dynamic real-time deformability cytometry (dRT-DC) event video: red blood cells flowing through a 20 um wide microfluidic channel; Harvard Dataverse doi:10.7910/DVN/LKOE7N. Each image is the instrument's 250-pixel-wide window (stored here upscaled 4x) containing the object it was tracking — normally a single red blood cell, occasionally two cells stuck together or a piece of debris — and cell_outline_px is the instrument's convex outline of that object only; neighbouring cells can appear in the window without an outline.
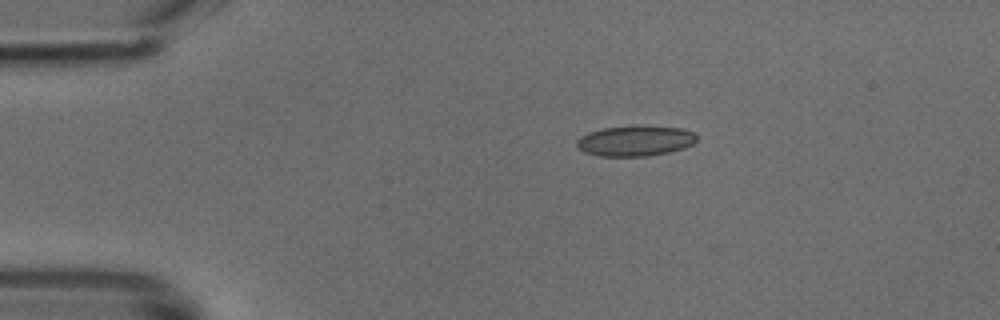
{"species": "common noctule bat (a hibernating species)", "species_latin": "Nyctalus noctula", "temperature_condition": "cold", "stored_images_in_passage": 27, "camera_frame_rate_fps": 3000, "um_per_image_px": 0.085, "animal": {"sex": "male", "body_mass_g": 18.8}, "frame": {"image": 1, "passage_image": 1, "time_ms": 0.0, "image_size_px": [1000, 320], "cell_outline_px": [[696, 140], [692, 144], [684, 148], [668, 152], [648, 156], [596, 156], [584, 152], [576, 148], [576, 140], [580, 136], [588, 132], [604, 128], [680, 128], [692, 132], [696, 136]], "centroid_in_image_um": [53.91, 12.02], "position_along_channel_um": 31.1, "area_um2": 20.58}}
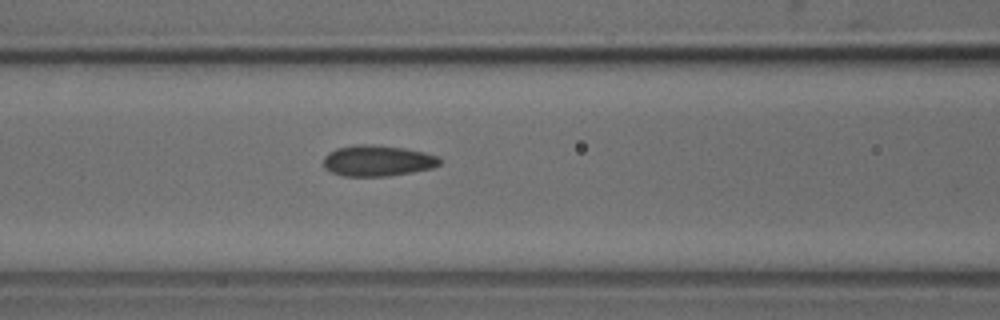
{"frame": {"image": 2, "passage_image": 12, "time_ms": 3.667, "image_size_px": [1000, 320], "cell_outline_px": [[440, 164], [432, 168], [412, 172], [388, 176], [344, 176], [332, 172], [324, 168], [324, 156], [328, 152], [336, 148], [360, 144], [364, 144], [404, 148], [424, 152], [436, 156], [440, 160]], "centroid_in_image_um": [32.06, 13.66], "position_along_channel_um": 134.5, "area_um2": 20.81}}
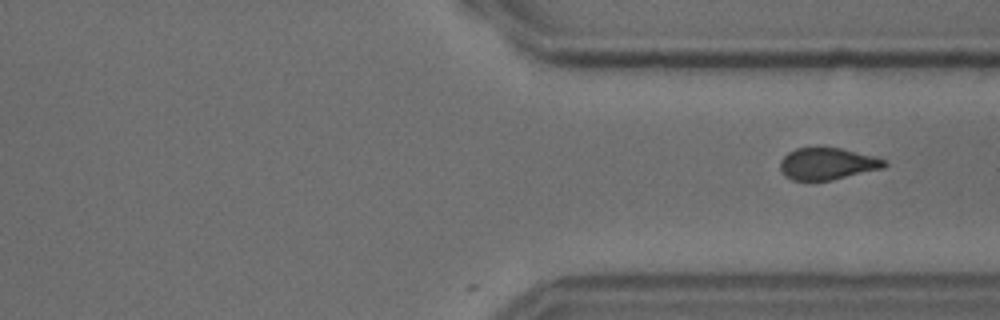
{"frame": {"image": 3, "passage_image": 27, "time_ms": 8.667, "image_size_px": [1000, 320], "cell_outline_px": [[888, 164], [884, 168], [832, 180], [792, 180], [784, 176], [780, 172], [780, 160], [788, 152], [796, 148], [840, 148], [888, 160]], "centroid_in_image_um": [70.32, 13.93], "position_along_channel_um": 341.1, "area_um2": 19.36}}